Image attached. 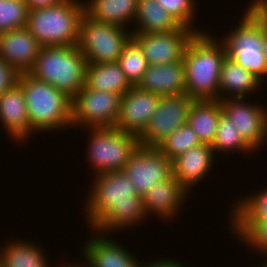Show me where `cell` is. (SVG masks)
Instances as JSON below:
<instances>
[{"label": "cell", "instance_id": "cell-1", "mask_svg": "<svg viewBox=\"0 0 267 267\" xmlns=\"http://www.w3.org/2000/svg\"><path fill=\"white\" fill-rule=\"evenodd\" d=\"M85 203V218L92 232L109 235L147 219L142 198L122 171L94 175Z\"/></svg>", "mask_w": 267, "mask_h": 267}, {"label": "cell", "instance_id": "cell-2", "mask_svg": "<svg viewBox=\"0 0 267 267\" xmlns=\"http://www.w3.org/2000/svg\"><path fill=\"white\" fill-rule=\"evenodd\" d=\"M226 50L208 32L196 33L183 56L186 91L194 100H219V78Z\"/></svg>", "mask_w": 267, "mask_h": 267}, {"label": "cell", "instance_id": "cell-3", "mask_svg": "<svg viewBox=\"0 0 267 267\" xmlns=\"http://www.w3.org/2000/svg\"><path fill=\"white\" fill-rule=\"evenodd\" d=\"M21 86L30 122V137L38 131L50 132L72 128V99L49 83L29 73L20 74ZM59 129V130H58Z\"/></svg>", "mask_w": 267, "mask_h": 267}, {"label": "cell", "instance_id": "cell-4", "mask_svg": "<svg viewBox=\"0 0 267 267\" xmlns=\"http://www.w3.org/2000/svg\"><path fill=\"white\" fill-rule=\"evenodd\" d=\"M87 63L77 45L45 46L29 74L73 99L85 86Z\"/></svg>", "mask_w": 267, "mask_h": 267}, {"label": "cell", "instance_id": "cell-5", "mask_svg": "<svg viewBox=\"0 0 267 267\" xmlns=\"http://www.w3.org/2000/svg\"><path fill=\"white\" fill-rule=\"evenodd\" d=\"M66 0L56 6L29 10L26 28L42 47L78 44L85 1Z\"/></svg>", "mask_w": 267, "mask_h": 267}, {"label": "cell", "instance_id": "cell-6", "mask_svg": "<svg viewBox=\"0 0 267 267\" xmlns=\"http://www.w3.org/2000/svg\"><path fill=\"white\" fill-rule=\"evenodd\" d=\"M223 39L226 55L251 72L262 83L267 77L264 59V23L247 7L242 18Z\"/></svg>", "mask_w": 267, "mask_h": 267}, {"label": "cell", "instance_id": "cell-7", "mask_svg": "<svg viewBox=\"0 0 267 267\" xmlns=\"http://www.w3.org/2000/svg\"><path fill=\"white\" fill-rule=\"evenodd\" d=\"M87 161L94 175L122 171L131 155L140 146L138 136L115 126L85 128Z\"/></svg>", "mask_w": 267, "mask_h": 267}, {"label": "cell", "instance_id": "cell-8", "mask_svg": "<svg viewBox=\"0 0 267 267\" xmlns=\"http://www.w3.org/2000/svg\"><path fill=\"white\" fill-rule=\"evenodd\" d=\"M131 29L100 23L84 14L77 47L88 63H115L131 38Z\"/></svg>", "mask_w": 267, "mask_h": 267}, {"label": "cell", "instance_id": "cell-9", "mask_svg": "<svg viewBox=\"0 0 267 267\" xmlns=\"http://www.w3.org/2000/svg\"><path fill=\"white\" fill-rule=\"evenodd\" d=\"M121 95L84 86L72 99V129L112 127L119 116Z\"/></svg>", "mask_w": 267, "mask_h": 267}, {"label": "cell", "instance_id": "cell-10", "mask_svg": "<svg viewBox=\"0 0 267 267\" xmlns=\"http://www.w3.org/2000/svg\"><path fill=\"white\" fill-rule=\"evenodd\" d=\"M194 102L186 93L161 96L156 112L138 137L140 146L158 147L176 129L188 123V114Z\"/></svg>", "mask_w": 267, "mask_h": 267}, {"label": "cell", "instance_id": "cell-11", "mask_svg": "<svg viewBox=\"0 0 267 267\" xmlns=\"http://www.w3.org/2000/svg\"><path fill=\"white\" fill-rule=\"evenodd\" d=\"M123 172L142 198L153 186L172 176V161L157 147L139 146L124 166Z\"/></svg>", "mask_w": 267, "mask_h": 267}, {"label": "cell", "instance_id": "cell-12", "mask_svg": "<svg viewBox=\"0 0 267 267\" xmlns=\"http://www.w3.org/2000/svg\"><path fill=\"white\" fill-rule=\"evenodd\" d=\"M196 32L181 26L178 30L159 33H132L148 65L166 64L183 60L185 49Z\"/></svg>", "mask_w": 267, "mask_h": 267}, {"label": "cell", "instance_id": "cell-13", "mask_svg": "<svg viewBox=\"0 0 267 267\" xmlns=\"http://www.w3.org/2000/svg\"><path fill=\"white\" fill-rule=\"evenodd\" d=\"M223 113L231 120L242 138L256 151L264 144L267 108L244 98L220 99Z\"/></svg>", "mask_w": 267, "mask_h": 267}, {"label": "cell", "instance_id": "cell-14", "mask_svg": "<svg viewBox=\"0 0 267 267\" xmlns=\"http://www.w3.org/2000/svg\"><path fill=\"white\" fill-rule=\"evenodd\" d=\"M161 96L132 86L121 97L119 116L115 127L140 136L157 109Z\"/></svg>", "mask_w": 267, "mask_h": 267}, {"label": "cell", "instance_id": "cell-15", "mask_svg": "<svg viewBox=\"0 0 267 267\" xmlns=\"http://www.w3.org/2000/svg\"><path fill=\"white\" fill-rule=\"evenodd\" d=\"M93 237L84 242L82 251L84 253V267H139L140 261L134 252L125 246L113 241L105 234L96 232ZM95 236V237H94ZM108 237V238H107Z\"/></svg>", "mask_w": 267, "mask_h": 267}, {"label": "cell", "instance_id": "cell-16", "mask_svg": "<svg viewBox=\"0 0 267 267\" xmlns=\"http://www.w3.org/2000/svg\"><path fill=\"white\" fill-rule=\"evenodd\" d=\"M189 193L174 177L153 186L146 195L142 197L143 209L148 217L149 214L158 216L162 221L173 220L182 211ZM188 197V198H187Z\"/></svg>", "mask_w": 267, "mask_h": 267}, {"label": "cell", "instance_id": "cell-17", "mask_svg": "<svg viewBox=\"0 0 267 267\" xmlns=\"http://www.w3.org/2000/svg\"><path fill=\"white\" fill-rule=\"evenodd\" d=\"M41 47L26 27L0 33V57L19 74L31 71Z\"/></svg>", "mask_w": 267, "mask_h": 267}, {"label": "cell", "instance_id": "cell-18", "mask_svg": "<svg viewBox=\"0 0 267 267\" xmlns=\"http://www.w3.org/2000/svg\"><path fill=\"white\" fill-rule=\"evenodd\" d=\"M215 156L209 144L201 143L192 147L172 160V176L190 193L194 185L210 174L217 158Z\"/></svg>", "mask_w": 267, "mask_h": 267}, {"label": "cell", "instance_id": "cell-19", "mask_svg": "<svg viewBox=\"0 0 267 267\" xmlns=\"http://www.w3.org/2000/svg\"><path fill=\"white\" fill-rule=\"evenodd\" d=\"M0 123L10 139L23 143L30 136V122L21 86L17 83L0 96Z\"/></svg>", "mask_w": 267, "mask_h": 267}, {"label": "cell", "instance_id": "cell-20", "mask_svg": "<svg viewBox=\"0 0 267 267\" xmlns=\"http://www.w3.org/2000/svg\"><path fill=\"white\" fill-rule=\"evenodd\" d=\"M138 88L159 96L179 95L186 91L185 65L183 60L148 65Z\"/></svg>", "mask_w": 267, "mask_h": 267}, {"label": "cell", "instance_id": "cell-21", "mask_svg": "<svg viewBox=\"0 0 267 267\" xmlns=\"http://www.w3.org/2000/svg\"><path fill=\"white\" fill-rule=\"evenodd\" d=\"M262 82L251 72L226 56L219 78V100L226 98H244L260 90ZM229 94V95H228Z\"/></svg>", "mask_w": 267, "mask_h": 267}, {"label": "cell", "instance_id": "cell-22", "mask_svg": "<svg viewBox=\"0 0 267 267\" xmlns=\"http://www.w3.org/2000/svg\"><path fill=\"white\" fill-rule=\"evenodd\" d=\"M84 5L92 20L128 28L137 16L138 0H87Z\"/></svg>", "mask_w": 267, "mask_h": 267}, {"label": "cell", "instance_id": "cell-23", "mask_svg": "<svg viewBox=\"0 0 267 267\" xmlns=\"http://www.w3.org/2000/svg\"><path fill=\"white\" fill-rule=\"evenodd\" d=\"M85 86L93 90L112 92L121 96L132 87L117 62L87 63Z\"/></svg>", "mask_w": 267, "mask_h": 267}, {"label": "cell", "instance_id": "cell-24", "mask_svg": "<svg viewBox=\"0 0 267 267\" xmlns=\"http://www.w3.org/2000/svg\"><path fill=\"white\" fill-rule=\"evenodd\" d=\"M134 24L131 33L171 32L182 26L157 0H138Z\"/></svg>", "mask_w": 267, "mask_h": 267}, {"label": "cell", "instance_id": "cell-25", "mask_svg": "<svg viewBox=\"0 0 267 267\" xmlns=\"http://www.w3.org/2000/svg\"><path fill=\"white\" fill-rule=\"evenodd\" d=\"M222 112L220 100H194L187 124L197 134L201 143L212 145Z\"/></svg>", "mask_w": 267, "mask_h": 267}, {"label": "cell", "instance_id": "cell-26", "mask_svg": "<svg viewBox=\"0 0 267 267\" xmlns=\"http://www.w3.org/2000/svg\"><path fill=\"white\" fill-rule=\"evenodd\" d=\"M27 241L23 239L8 240L4 246L0 247L4 267H51L42 247L38 243Z\"/></svg>", "mask_w": 267, "mask_h": 267}, {"label": "cell", "instance_id": "cell-27", "mask_svg": "<svg viewBox=\"0 0 267 267\" xmlns=\"http://www.w3.org/2000/svg\"><path fill=\"white\" fill-rule=\"evenodd\" d=\"M249 194L233 203L229 218L231 222L267 221V187Z\"/></svg>", "mask_w": 267, "mask_h": 267}, {"label": "cell", "instance_id": "cell-28", "mask_svg": "<svg viewBox=\"0 0 267 267\" xmlns=\"http://www.w3.org/2000/svg\"><path fill=\"white\" fill-rule=\"evenodd\" d=\"M215 154L216 153H234V151L249 152L253 154L254 149L242 138L239 131L236 130V127L232 124L231 120L225 115V113H221L219 116L217 132L215 134L214 141L211 145Z\"/></svg>", "mask_w": 267, "mask_h": 267}, {"label": "cell", "instance_id": "cell-29", "mask_svg": "<svg viewBox=\"0 0 267 267\" xmlns=\"http://www.w3.org/2000/svg\"><path fill=\"white\" fill-rule=\"evenodd\" d=\"M237 239L241 240L242 245L253 248L258 254L267 256V221L264 222H229Z\"/></svg>", "mask_w": 267, "mask_h": 267}, {"label": "cell", "instance_id": "cell-30", "mask_svg": "<svg viewBox=\"0 0 267 267\" xmlns=\"http://www.w3.org/2000/svg\"><path fill=\"white\" fill-rule=\"evenodd\" d=\"M117 63L132 86H136L139 83L148 68V63L142 50L132 38L124 45Z\"/></svg>", "mask_w": 267, "mask_h": 267}, {"label": "cell", "instance_id": "cell-31", "mask_svg": "<svg viewBox=\"0 0 267 267\" xmlns=\"http://www.w3.org/2000/svg\"><path fill=\"white\" fill-rule=\"evenodd\" d=\"M200 144L201 141L194 130L188 124H184L170 134L157 148L172 161L180 154Z\"/></svg>", "mask_w": 267, "mask_h": 267}, {"label": "cell", "instance_id": "cell-32", "mask_svg": "<svg viewBox=\"0 0 267 267\" xmlns=\"http://www.w3.org/2000/svg\"><path fill=\"white\" fill-rule=\"evenodd\" d=\"M28 11L23 0H0V33L26 27Z\"/></svg>", "mask_w": 267, "mask_h": 267}, {"label": "cell", "instance_id": "cell-33", "mask_svg": "<svg viewBox=\"0 0 267 267\" xmlns=\"http://www.w3.org/2000/svg\"><path fill=\"white\" fill-rule=\"evenodd\" d=\"M159 5L174 17L182 26L194 30L196 33L205 32L195 28L197 0H157ZM196 7V8H195Z\"/></svg>", "mask_w": 267, "mask_h": 267}, {"label": "cell", "instance_id": "cell-34", "mask_svg": "<svg viewBox=\"0 0 267 267\" xmlns=\"http://www.w3.org/2000/svg\"><path fill=\"white\" fill-rule=\"evenodd\" d=\"M19 75L12 65L0 57V96L18 83Z\"/></svg>", "mask_w": 267, "mask_h": 267}, {"label": "cell", "instance_id": "cell-35", "mask_svg": "<svg viewBox=\"0 0 267 267\" xmlns=\"http://www.w3.org/2000/svg\"><path fill=\"white\" fill-rule=\"evenodd\" d=\"M248 7L264 23L267 28V0H252Z\"/></svg>", "mask_w": 267, "mask_h": 267}, {"label": "cell", "instance_id": "cell-36", "mask_svg": "<svg viewBox=\"0 0 267 267\" xmlns=\"http://www.w3.org/2000/svg\"><path fill=\"white\" fill-rule=\"evenodd\" d=\"M159 260V261H158ZM139 267H185L180 261H175L174 259L169 258H163V259H155V260H150L149 262L146 261L143 263H140Z\"/></svg>", "mask_w": 267, "mask_h": 267}, {"label": "cell", "instance_id": "cell-37", "mask_svg": "<svg viewBox=\"0 0 267 267\" xmlns=\"http://www.w3.org/2000/svg\"><path fill=\"white\" fill-rule=\"evenodd\" d=\"M29 10L43 9L47 7L56 6L66 0H23Z\"/></svg>", "mask_w": 267, "mask_h": 267}, {"label": "cell", "instance_id": "cell-38", "mask_svg": "<svg viewBox=\"0 0 267 267\" xmlns=\"http://www.w3.org/2000/svg\"><path fill=\"white\" fill-rule=\"evenodd\" d=\"M263 51H264V59L266 63L267 68V28L264 26V45H263Z\"/></svg>", "mask_w": 267, "mask_h": 267}, {"label": "cell", "instance_id": "cell-39", "mask_svg": "<svg viewBox=\"0 0 267 267\" xmlns=\"http://www.w3.org/2000/svg\"><path fill=\"white\" fill-rule=\"evenodd\" d=\"M65 264H66V263H62V265H58L57 267H60V266H61V267H84V266L82 265V263H80V262H79V263H75V264H74V263H71V264L68 263V264H66V265H65Z\"/></svg>", "mask_w": 267, "mask_h": 267}, {"label": "cell", "instance_id": "cell-40", "mask_svg": "<svg viewBox=\"0 0 267 267\" xmlns=\"http://www.w3.org/2000/svg\"><path fill=\"white\" fill-rule=\"evenodd\" d=\"M267 143V120H266V130H265V139H264V143Z\"/></svg>", "mask_w": 267, "mask_h": 267}, {"label": "cell", "instance_id": "cell-41", "mask_svg": "<svg viewBox=\"0 0 267 267\" xmlns=\"http://www.w3.org/2000/svg\"><path fill=\"white\" fill-rule=\"evenodd\" d=\"M0 267H4L3 259H2V257H1V254H0Z\"/></svg>", "mask_w": 267, "mask_h": 267}, {"label": "cell", "instance_id": "cell-42", "mask_svg": "<svg viewBox=\"0 0 267 267\" xmlns=\"http://www.w3.org/2000/svg\"><path fill=\"white\" fill-rule=\"evenodd\" d=\"M267 258V257H266ZM266 262L262 263V266L259 267H267V259H265Z\"/></svg>", "mask_w": 267, "mask_h": 267}]
</instances>
